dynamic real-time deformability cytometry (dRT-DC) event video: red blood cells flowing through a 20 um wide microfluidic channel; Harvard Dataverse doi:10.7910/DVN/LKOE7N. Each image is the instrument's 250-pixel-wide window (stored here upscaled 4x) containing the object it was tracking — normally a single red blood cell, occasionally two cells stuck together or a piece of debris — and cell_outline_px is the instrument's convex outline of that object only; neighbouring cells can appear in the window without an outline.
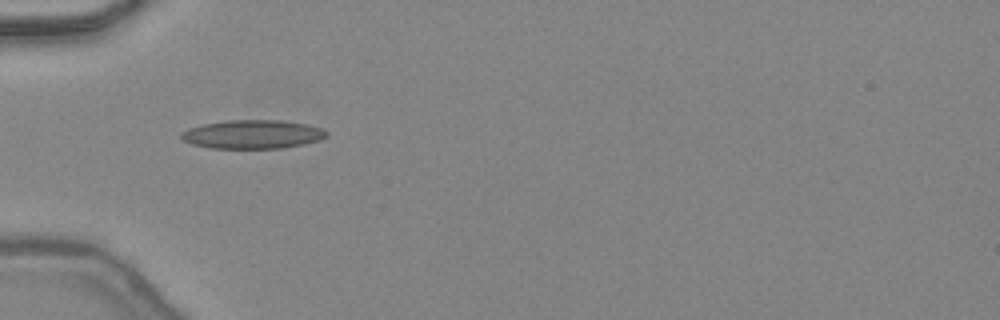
{"species": "common noctule bat (a hibernating species)", "species_latin": "Nyctalus noctula", "temperature_condition": "warm", "stored_images_in_passage": 4, "camera_frame_rate_fps": 3000, "um_per_image_px": 0.085, "animal": {"sex": "female", "body_mass_g": 24.6, "forearm_length_mm": 56.2}, "frame": {"image": 1, "passage_image": 1, "time_ms": 0.0, "image_size_px": [1000, 320], "cell_outline_px": [[328, 136], [320, 140], [284, 148], [212, 148], [192, 144], [184, 140], [180, 136], [180, 132], [188, 128], [204, 124], [228, 120], [280, 120], [304, 124], [320, 128], [328, 132]], "centroid_in_image_um": [21.46, 11.42], "position_along_channel_um": 63.5, "area_um2": 24.16}}